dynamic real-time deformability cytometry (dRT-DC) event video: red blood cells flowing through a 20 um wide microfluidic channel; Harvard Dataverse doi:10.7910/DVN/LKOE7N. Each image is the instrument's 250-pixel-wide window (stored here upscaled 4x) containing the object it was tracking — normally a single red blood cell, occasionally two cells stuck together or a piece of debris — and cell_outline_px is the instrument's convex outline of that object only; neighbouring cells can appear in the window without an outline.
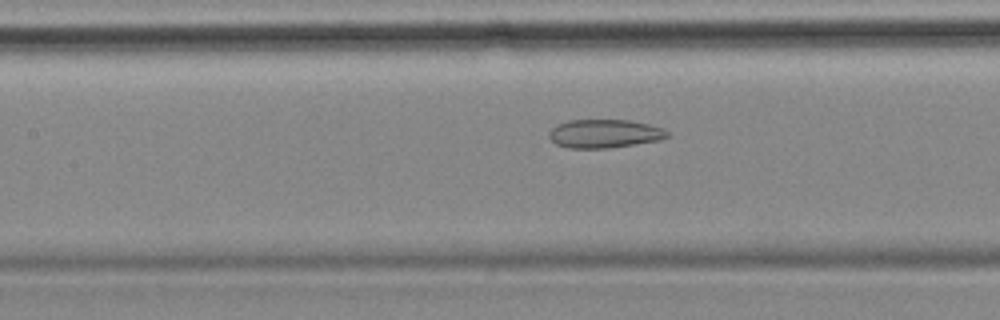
{"species": "common noctule bat (a hibernating species)", "species_latin": "Nyctalus noctula", "temperature_condition": "cold", "stored_images_in_passage": 57, "camera_frame_rate_fps": 3000, "um_per_image_px": 0.085, "animal": {"sex": "female", "body_mass_g": 18.4}, "frame": {"image": 1, "passage_image": 25, "time_ms": 8.0, "image_size_px": [1000, 320], "cell_outline_px": [[668, 136], [660, 140], [608, 148], [568, 148], [556, 144], [548, 136], [548, 132], [556, 124], [568, 120], [628, 120], [648, 124], [664, 128], [668, 132]], "centroid_in_image_um": [51.35, 11.35], "position_along_channel_um": 156.0, "area_um2": 19.65}}
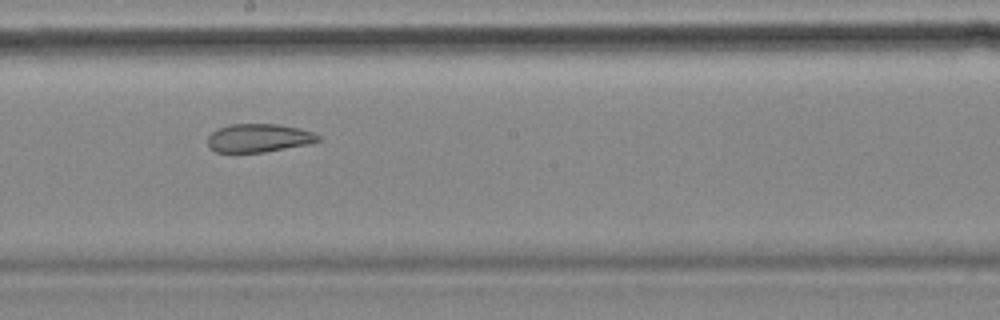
{"frame": {"image": 2, "passage_image": 31, "time_ms": 10.0, "image_size_px": [1000, 320], "cell_outline_px": [[320, 140], [308, 144], [264, 152], [216, 152], [208, 148], [208, 136], [216, 128], [228, 124], [280, 124], [312, 132], [320, 136]], "centroid_in_image_um": [21.94, 11.72], "position_along_channel_um": 226.3, "area_um2": 18.26}}
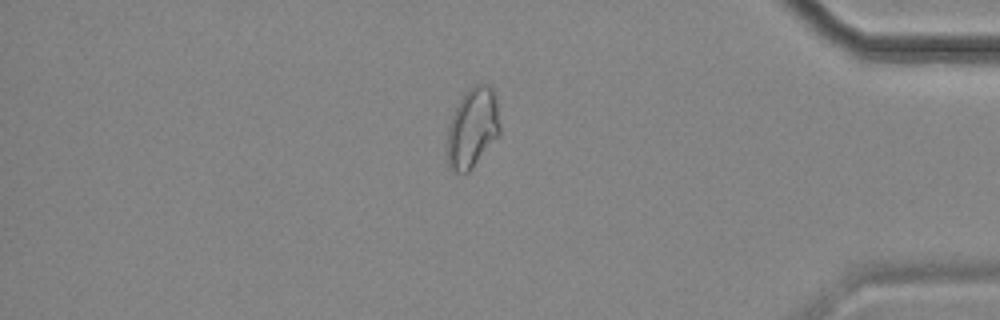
{"frame": {"image": 3, "passage_image": 48, "time_ms": 15.667, "image_size_px": [1000, 320], "cell_outline_px": [[500, 136], [472, 168], [468, 172], [456, 172], [448, 168], [448, 128], [452, 116], [460, 100], [476, 84], [492, 84], [496, 92], [500, 124]], "centroid_in_image_um": [40.22, 10.87], "position_along_channel_um": 395.0, "area_um2": 24.62}, "authors_computed_cell_mechanics": {"area_um2": 24.7384, "velocity_mm_per_s": 3.5357, "shape_relaxation_time_tau1_ms": null, "shape_relaxation_time_tau2_ms": 2.6783, "deformation_change_tau1": null, "deformation_change_tau2": 0.0996}}